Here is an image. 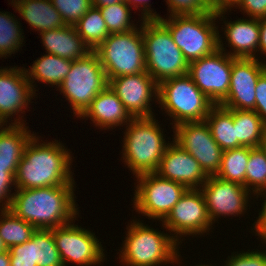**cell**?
Segmentation results:
<instances>
[{
    "label": "cell",
    "instance_id": "cell-1",
    "mask_svg": "<svg viewBox=\"0 0 266 266\" xmlns=\"http://www.w3.org/2000/svg\"><path fill=\"white\" fill-rule=\"evenodd\" d=\"M73 184L17 189L9 210L36 229L51 230L71 223L78 213ZM76 205V206H75Z\"/></svg>",
    "mask_w": 266,
    "mask_h": 266
},
{
    "label": "cell",
    "instance_id": "cell-2",
    "mask_svg": "<svg viewBox=\"0 0 266 266\" xmlns=\"http://www.w3.org/2000/svg\"><path fill=\"white\" fill-rule=\"evenodd\" d=\"M33 136L24 150L15 173L16 189H33L74 184L70 171L71 157L64 145L38 143ZM37 143V144H36Z\"/></svg>",
    "mask_w": 266,
    "mask_h": 266
},
{
    "label": "cell",
    "instance_id": "cell-3",
    "mask_svg": "<svg viewBox=\"0 0 266 266\" xmlns=\"http://www.w3.org/2000/svg\"><path fill=\"white\" fill-rule=\"evenodd\" d=\"M146 72L159 85L173 77L188 74L189 62L175 44L169 30L158 20H143Z\"/></svg>",
    "mask_w": 266,
    "mask_h": 266
},
{
    "label": "cell",
    "instance_id": "cell-4",
    "mask_svg": "<svg viewBox=\"0 0 266 266\" xmlns=\"http://www.w3.org/2000/svg\"><path fill=\"white\" fill-rule=\"evenodd\" d=\"M156 121L154 116L133 118L126 126L123 159L136 177L155 173L168 146Z\"/></svg>",
    "mask_w": 266,
    "mask_h": 266
},
{
    "label": "cell",
    "instance_id": "cell-5",
    "mask_svg": "<svg viewBox=\"0 0 266 266\" xmlns=\"http://www.w3.org/2000/svg\"><path fill=\"white\" fill-rule=\"evenodd\" d=\"M169 18L168 21L162 17L158 20L169 30L188 62L211 55L218 49L215 12L171 15Z\"/></svg>",
    "mask_w": 266,
    "mask_h": 266
},
{
    "label": "cell",
    "instance_id": "cell-6",
    "mask_svg": "<svg viewBox=\"0 0 266 266\" xmlns=\"http://www.w3.org/2000/svg\"><path fill=\"white\" fill-rule=\"evenodd\" d=\"M128 227V236L124 241V247L121 248V262L130 266H157L179 260L180 255L176 250L180 244L179 239L150 229L142 222L134 221Z\"/></svg>",
    "mask_w": 266,
    "mask_h": 266
},
{
    "label": "cell",
    "instance_id": "cell-7",
    "mask_svg": "<svg viewBox=\"0 0 266 266\" xmlns=\"http://www.w3.org/2000/svg\"><path fill=\"white\" fill-rule=\"evenodd\" d=\"M157 100L165 112L174 118V126L183 122L205 121L215 105L188 74L161 82Z\"/></svg>",
    "mask_w": 266,
    "mask_h": 266
},
{
    "label": "cell",
    "instance_id": "cell-8",
    "mask_svg": "<svg viewBox=\"0 0 266 266\" xmlns=\"http://www.w3.org/2000/svg\"><path fill=\"white\" fill-rule=\"evenodd\" d=\"M140 29L109 34L94 50L108 81L122 75L146 72L144 41Z\"/></svg>",
    "mask_w": 266,
    "mask_h": 266
},
{
    "label": "cell",
    "instance_id": "cell-9",
    "mask_svg": "<svg viewBox=\"0 0 266 266\" xmlns=\"http://www.w3.org/2000/svg\"><path fill=\"white\" fill-rule=\"evenodd\" d=\"M107 85L103 66L98 55L92 51L84 58L71 61L70 71L58 88L78 118Z\"/></svg>",
    "mask_w": 266,
    "mask_h": 266
},
{
    "label": "cell",
    "instance_id": "cell-10",
    "mask_svg": "<svg viewBox=\"0 0 266 266\" xmlns=\"http://www.w3.org/2000/svg\"><path fill=\"white\" fill-rule=\"evenodd\" d=\"M136 178L139 181L133 207L150 219L163 221L187 190L184 185L159 177L156 173L142 174Z\"/></svg>",
    "mask_w": 266,
    "mask_h": 266
},
{
    "label": "cell",
    "instance_id": "cell-11",
    "mask_svg": "<svg viewBox=\"0 0 266 266\" xmlns=\"http://www.w3.org/2000/svg\"><path fill=\"white\" fill-rule=\"evenodd\" d=\"M218 36V49L211 55L189 62L188 75L195 85L215 105L228 95L232 72V56L223 53V43Z\"/></svg>",
    "mask_w": 266,
    "mask_h": 266
},
{
    "label": "cell",
    "instance_id": "cell-12",
    "mask_svg": "<svg viewBox=\"0 0 266 266\" xmlns=\"http://www.w3.org/2000/svg\"><path fill=\"white\" fill-rule=\"evenodd\" d=\"M173 127L174 141L199 162L208 176L215 175L223 150L212 137L206 121L183 122Z\"/></svg>",
    "mask_w": 266,
    "mask_h": 266
},
{
    "label": "cell",
    "instance_id": "cell-13",
    "mask_svg": "<svg viewBox=\"0 0 266 266\" xmlns=\"http://www.w3.org/2000/svg\"><path fill=\"white\" fill-rule=\"evenodd\" d=\"M51 230L64 266L69 261L82 266L96 265L103 261V247L91 231L71 223Z\"/></svg>",
    "mask_w": 266,
    "mask_h": 266
},
{
    "label": "cell",
    "instance_id": "cell-14",
    "mask_svg": "<svg viewBox=\"0 0 266 266\" xmlns=\"http://www.w3.org/2000/svg\"><path fill=\"white\" fill-rule=\"evenodd\" d=\"M166 229L176 233L175 238L182 235H199L209 231L212 226L206 209L202 191L187 189L178 203L163 220ZM182 234V235H181Z\"/></svg>",
    "mask_w": 266,
    "mask_h": 266
},
{
    "label": "cell",
    "instance_id": "cell-15",
    "mask_svg": "<svg viewBox=\"0 0 266 266\" xmlns=\"http://www.w3.org/2000/svg\"><path fill=\"white\" fill-rule=\"evenodd\" d=\"M266 70V64L257 58H233L227 97L219 104L227 109L253 110L256 101V84Z\"/></svg>",
    "mask_w": 266,
    "mask_h": 266
},
{
    "label": "cell",
    "instance_id": "cell-16",
    "mask_svg": "<svg viewBox=\"0 0 266 266\" xmlns=\"http://www.w3.org/2000/svg\"><path fill=\"white\" fill-rule=\"evenodd\" d=\"M108 85L133 118L153 116L150 101L158 97V84L147 72L115 77Z\"/></svg>",
    "mask_w": 266,
    "mask_h": 266
},
{
    "label": "cell",
    "instance_id": "cell-17",
    "mask_svg": "<svg viewBox=\"0 0 266 266\" xmlns=\"http://www.w3.org/2000/svg\"><path fill=\"white\" fill-rule=\"evenodd\" d=\"M201 188L211 223L219 215H239L245 211L250 191L246 187L212 175Z\"/></svg>",
    "mask_w": 266,
    "mask_h": 266
},
{
    "label": "cell",
    "instance_id": "cell-18",
    "mask_svg": "<svg viewBox=\"0 0 266 266\" xmlns=\"http://www.w3.org/2000/svg\"><path fill=\"white\" fill-rule=\"evenodd\" d=\"M173 142L172 145L168 143L155 173L159 177L180 183L187 189H198L200 184L202 186L206 182L208 175L191 154Z\"/></svg>",
    "mask_w": 266,
    "mask_h": 266
},
{
    "label": "cell",
    "instance_id": "cell-19",
    "mask_svg": "<svg viewBox=\"0 0 266 266\" xmlns=\"http://www.w3.org/2000/svg\"><path fill=\"white\" fill-rule=\"evenodd\" d=\"M34 94L25 68L0 69V125H6L14 113L17 115L23 108L27 109Z\"/></svg>",
    "mask_w": 266,
    "mask_h": 266
},
{
    "label": "cell",
    "instance_id": "cell-20",
    "mask_svg": "<svg viewBox=\"0 0 266 266\" xmlns=\"http://www.w3.org/2000/svg\"><path fill=\"white\" fill-rule=\"evenodd\" d=\"M90 118L96 126L108 129L113 126L126 125L131 122L133 117L126 110L123 102L118 98L116 93L107 85L92 100L91 105L79 117ZM126 120V121H125Z\"/></svg>",
    "mask_w": 266,
    "mask_h": 266
},
{
    "label": "cell",
    "instance_id": "cell-21",
    "mask_svg": "<svg viewBox=\"0 0 266 266\" xmlns=\"http://www.w3.org/2000/svg\"><path fill=\"white\" fill-rule=\"evenodd\" d=\"M43 46L47 53L70 61L86 57L91 48L78 35L74 26L66 25L61 28L41 32Z\"/></svg>",
    "mask_w": 266,
    "mask_h": 266
},
{
    "label": "cell",
    "instance_id": "cell-22",
    "mask_svg": "<svg viewBox=\"0 0 266 266\" xmlns=\"http://www.w3.org/2000/svg\"><path fill=\"white\" fill-rule=\"evenodd\" d=\"M0 126V170H17L25 147L34 134L17 119L5 128Z\"/></svg>",
    "mask_w": 266,
    "mask_h": 266
},
{
    "label": "cell",
    "instance_id": "cell-23",
    "mask_svg": "<svg viewBox=\"0 0 266 266\" xmlns=\"http://www.w3.org/2000/svg\"><path fill=\"white\" fill-rule=\"evenodd\" d=\"M226 40L234 52L228 55L233 58H255L253 54L259 46V19L251 18L249 20L240 19L225 23Z\"/></svg>",
    "mask_w": 266,
    "mask_h": 266
},
{
    "label": "cell",
    "instance_id": "cell-24",
    "mask_svg": "<svg viewBox=\"0 0 266 266\" xmlns=\"http://www.w3.org/2000/svg\"><path fill=\"white\" fill-rule=\"evenodd\" d=\"M11 3L21 17L40 33L66 26L50 0H12Z\"/></svg>",
    "mask_w": 266,
    "mask_h": 266
},
{
    "label": "cell",
    "instance_id": "cell-25",
    "mask_svg": "<svg viewBox=\"0 0 266 266\" xmlns=\"http://www.w3.org/2000/svg\"><path fill=\"white\" fill-rule=\"evenodd\" d=\"M30 67V70L25 69V72L35 93L36 90H34L33 86L34 79L59 87L70 71L71 61L48 53L35 60Z\"/></svg>",
    "mask_w": 266,
    "mask_h": 266
},
{
    "label": "cell",
    "instance_id": "cell-26",
    "mask_svg": "<svg viewBox=\"0 0 266 266\" xmlns=\"http://www.w3.org/2000/svg\"><path fill=\"white\" fill-rule=\"evenodd\" d=\"M205 121L209 126L212 137L223 151L243 147L236 140L233 109L214 105L206 116Z\"/></svg>",
    "mask_w": 266,
    "mask_h": 266
},
{
    "label": "cell",
    "instance_id": "cell-27",
    "mask_svg": "<svg viewBox=\"0 0 266 266\" xmlns=\"http://www.w3.org/2000/svg\"><path fill=\"white\" fill-rule=\"evenodd\" d=\"M236 140L243 147H260L264 122L253 110H233Z\"/></svg>",
    "mask_w": 266,
    "mask_h": 266
},
{
    "label": "cell",
    "instance_id": "cell-28",
    "mask_svg": "<svg viewBox=\"0 0 266 266\" xmlns=\"http://www.w3.org/2000/svg\"><path fill=\"white\" fill-rule=\"evenodd\" d=\"M251 147L224 150L215 176L245 187L246 166Z\"/></svg>",
    "mask_w": 266,
    "mask_h": 266
},
{
    "label": "cell",
    "instance_id": "cell-29",
    "mask_svg": "<svg viewBox=\"0 0 266 266\" xmlns=\"http://www.w3.org/2000/svg\"><path fill=\"white\" fill-rule=\"evenodd\" d=\"M78 35L94 51L108 36L107 25L100 9L92 6L74 25Z\"/></svg>",
    "mask_w": 266,
    "mask_h": 266
},
{
    "label": "cell",
    "instance_id": "cell-30",
    "mask_svg": "<svg viewBox=\"0 0 266 266\" xmlns=\"http://www.w3.org/2000/svg\"><path fill=\"white\" fill-rule=\"evenodd\" d=\"M1 212L0 217L3 219H0V237L8 249L27 242L36 231L33 225L18 218L9 209Z\"/></svg>",
    "mask_w": 266,
    "mask_h": 266
},
{
    "label": "cell",
    "instance_id": "cell-31",
    "mask_svg": "<svg viewBox=\"0 0 266 266\" xmlns=\"http://www.w3.org/2000/svg\"><path fill=\"white\" fill-rule=\"evenodd\" d=\"M253 186V193L262 196L266 190V152L261 147L252 148L246 166L245 187ZM261 193V194H260Z\"/></svg>",
    "mask_w": 266,
    "mask_h": 266
},
{
    "label": "cell",
    "instance_id": "cell-32",
    "mask_svg": "<svg viewBox=\"0 0 266 266\" xmlns=\"http://www.w3.org/2000/svg\"><path fill=\"white\" fill-rule=\"evenodd\" d=\"M31 238L36 244L35 253L38 266H64L52 230L36 229Z\"/></svg>",
    "mask_w": 266,
    "mask_h": 266
},
{
    "label": "cell",
    "instance_id": "cell-33",
    "mask_svg": "<svg viewBox=\"0 0 266 266\" xmlns=\"http://www.w3.org/2000/svg\"><path fill=\"white\" fill-rule=\"evenodd\" d=\"M8 12H0V56L11 55L17 51L22 42L23 35L17 19ZM22 38V39H21Z\"/></svg>",
    "mask_w": 266,
    "mask_h": 266
},
{
    "label": "cell",
    "instance_id": "cell-34",
    "mask_svg": "<svg viewBox=\"0 0 266 266\" xmlns=\"http://www.w3.org/2000/svg\"><path fill=\"white\" fill-rule=\"evenodd\" d=\"M99 9L109 34L124 33L136 28L130 23L131 12L127 2H120Z\"/></svg>",
    "mask_w": 266,
    "mask_h": 266
},
{
    "label": "cell",
    "instance_id": "cell-35",
    "mask_svg": "<svg viewBox=\"0 0 266 266\" xmlns=\"http://www.w3.org/2000/svg\"><path fill=\"white\" fill-rule=\"evenodd\" d=\"M66 25L74 26L92 7L91 0H50Z\"/></svg>",
    "mask_w": 266,
    "mask_h": 266
},
{
    "label": "cell",
    "instance_id": "cell-36",
    "mask_svg": "<svg viewBox=\"0 0 266 266\" xmlns=\"http://www.w3.org/2000/svg\"><path fill=\"white\" fill-rule=\"evenodd\" d=\"M35 242L30 238L23 244L9 249L11 266H38L36 263Z\"/></svg>",
    "mask_w": 266,
    "mask_h": 266
},
{
    "label": "cell",
    "instance_id": "cell-37",
    "mask_svg": "<svg viewBox=\"0 0 266 266\" xmlns=\"http://www.w3.org/2000/svg\"><path fill=\"white\" fill-rule=\"evenodd\" d=\"M170 15L202 14L210 12L201 0H167Z\"/></svg>",
    "mask_w": 266,
    "mask_h": 266
},
{
    "label": "cell",
    "instance_id": "cell-38",
    "mask_svg": "<svg viewBox=\"0 0 266 266\" xmlns=\"http://www.w3.org/2000/svg\"><path fill=\"white\" fill-rule=\"evenodd\" d=\"M225 263V266H266V251L235 254Z\"/></svg>",
    "mask_w": 266,
    "mask_h": 266
},
{
    "label": "cell",
    "instance_id": "cell-39",
    "mask_svg": "<svg viewBox=\"0 0 266 266\" xmlns=\"http://www.w3.org/2000/svg\"><path fill=\"white\" fill-rule=\"evenodd\" d=\"M15 173L16 170H0V203L5 201L4 206H2V209L0 210L9 209L11 206L12 196L14 193L10 194L9 192H11L10 188L12 187L10 185H12V183L15 185Z\"/></svg>",
    "mask_w": 266,
    "mask_h": 266
},
{
    "label": "cell",
    "instance_id": "cell-40",
    "mask_svg": "<svg viewBox=\"0 0 266 266\" xmlns=\"http://www.w3.org/2000/svg\"><path fill=\"white\" fill-rule=\"evenodd\" d=\"M255 91L256 101L254 111L266 124V70L258 78Z\"/></svg>",
    "mask_w": 266,
    "mask_h": 266
},
{
    "label": "cell",
    "instance_id": "cell-41",
    "mask_svg": "<svg viewBox=\"0 0 266 266\" xmlns=\"http://www.w3.org/2000/svg\"><path fill=\"white\" fill-rule=\"evenodd\" d=\"M236 6L251 18H266V0H240Z\"/></svg>",
    "mask_w": 266,
    "mask_h": 266
},
{
    "label": "cell",
    "instance_id": "cell-42",
    "mask_svg": "<svg viewBox=\"0 0 266 266\" xmlns=\"http://www.w3.org/2000/svg\"><path fill=\"white\" fill-rule=\"evenodd\" d=\"M125 1L127 2V4L129 6L131 5L130 7H132L134 5L133 7H135V9H137L140 6H142L144 8L143 12H142L143 13V15H142L143 16V18H142L143 20L159 19L160 18L159 14H155V13L152 12V10L149 9L150 6L148 5L149 3H147L148 0H125ZM137 4L140 5V6H138Z\"/></svg>",
    "mask_w": 266,
    "mask_h": 266
},
{
    "label": "cell",
    "instance_id": "cell-43",
    "mask_svg": "<svg viewBox=\"0 0 266 266\" xmlns=\"http://www.w3.org/2000/svg\"><path fill=\"white\" fill-rule=\"evenodd\" d=\"M265 193H263L264 196H266V191H264ZM266 199V197H265ZM263 208L262 211H260L259 214V218L257 220V222H255V231L258 233L257 235H260V238H262V240L266 239V200H264L263 203Z\"/></svg>",
    "mask_w": 266,
    "mask_h": 266
},
{
    "label": "cell",
    "instance_id": "cell-44",
    "mask_svg": "<svg viewBox=\"0 0 266 266\" xmlns=\"http://www.w3.org/2000/svg\"><path fill=\"white\" fill-rule=\"evenodd\" d=\"M259 46L258 49L261 50V53L266 54V18L259 19Z\"/></svg>",
    "mask_w": 266,
    "mask_h": 266
},
{
    "label": "cell",
    "instance_id": "cell-45",
    "mask_svg": "<svg viewBox=\"0 0 266 266\" xmlns=\"http://www.w3.org/2000/svg\"><path fill=\"white\" fill-rule=\"evenodd\" d=\"M210 12L223 11V0H201Z\"/></svg>",
    "mask_w": 266,
    "mask_h": 266
},
{
    "label": "cell",
    "instance_id": "cell-46",
    "mask_svg": "<svg viewBox=\"0 0 266 266\" xmlns=\"http://www.w3.org/2000/svg\"><path fill=\"white\" fill-rule=\"evenodd\" d=\"M120 2H126L125 0H91L92 6L96 8H102L109 5H114Z\"/></svg>",
    "mask_w": 266,
    "mask_h": 266
},
{
    "label": "cell",
    "instance_id": "cell-47",
    "mask_svg": "<svg viewBox=\"0 0 266 266\" xmlns=\"http://www.w3.org/2000/svg\"><path fill=\"white\" fill-rule=\"evenodd\" d=\"M240 0H223V11L216 12L217 17H221L222 14L226 12L227 9L231 8L234 5H237Z\"/></svg>",
    "mask_w": 266,
    "mask_h": 266
},
{
    "label": "cell",
    "instance_id": "cell-48",
    "mask_svg": "<svg viewBox=\"0 0 266 266\" xmlns=\"http://www.w3.org/2000/svg\"><path fill=\"white\" fill-rule=\"evenodd\" d=\"M0 266H11L9 250L0 253Z\"/></svg>",
    "mask_w": 266,
    "mask_h": 266
},
{
    "label": "cell",
    "instance_id": "cell-49",
    "mask_svg": "<svg viewBox=\"0 0 266 266\" xmlns=\"http://www.w3.org/2000/svg\"><path fill=\"white\" fill-rule=\"evenodd\" d=\"M260 147L266 152V124H264Z\"/></svg>",
    "mask_w": 266,
    "mask_h": 266
},
{
    "label": "cell",
    "instance_id": "cell-50",
    "mask_svg": "<svg viewBox=\"0 0 266 266\" xmlns=\"http://www.w3.org/2000/svg\"><path fill=\"white\" fill-rule=\"evenodd\" d=\"M9 249L6 247L3 239L0 237V253L4 251H8Z\"/></svg>",
    "mask_w": 266,
    "mask_h": 266
}]
</instances>
